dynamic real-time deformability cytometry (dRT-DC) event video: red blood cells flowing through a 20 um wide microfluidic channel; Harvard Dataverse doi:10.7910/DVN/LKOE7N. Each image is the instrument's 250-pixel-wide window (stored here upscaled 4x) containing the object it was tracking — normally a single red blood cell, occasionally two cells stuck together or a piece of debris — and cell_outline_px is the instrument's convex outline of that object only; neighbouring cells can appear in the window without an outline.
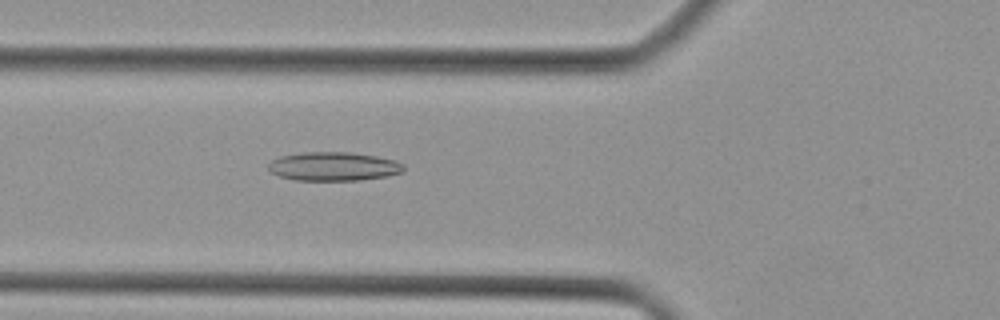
{"species": "Egyptian fruit bat (a non-hibernating species)", "species_latin": "Rousettus aegyptiacus", "temperature_condition": "cold", "stored_images_in_passage": 15, "camera_frame_rate_fps": 3000, "um_per_image_px": 0.085, "animal": {"sex": "female"}, "frame": {"image": 1, "passage_image": 3, "time_ms": 0.667, "image_size_px": [1000, 320], "cell_outline_px": [[404, 172], [388, 176], [360, 180], [296, 180], [280, 176], [272, 172], [268, 168], [268, 164], [272, 160], [280, 156], [304, 152], [348, 152], [376, 156], [396, 160], [404, 164]], "centroid_in_image_um": [28.39, 14.14], "position_along_channel_um": 97.4, "area_um2": 22.72}}
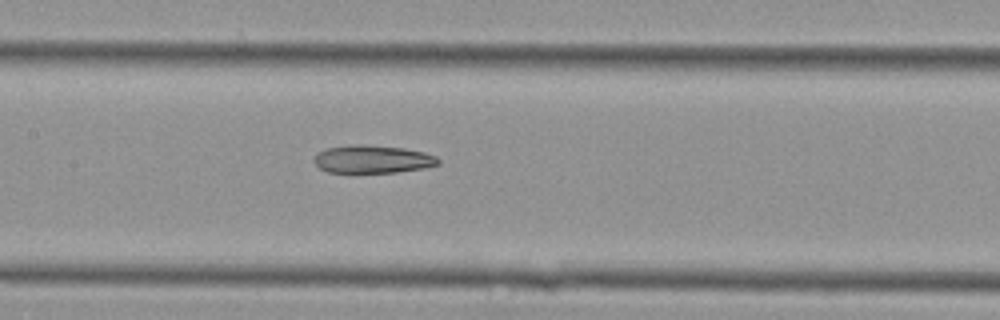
{"frame": {"image": 2, "passage_image": 8, "time_ms": 2.333, "image_size_px": [1000, 320], "cell_outline_px": [[440, 164], [424, 168], [396, 172], [328, 172], [320, 168], [312, 160], [320, 152], [328, 148], [348, 144], [360, 144], [404, 148], [424, 152], [436, 156], [440, 160]], "centroid_in_image_um": [31.69, 13.52], "position_along_channel_um": 175.7, "area_um2": 20.11}}
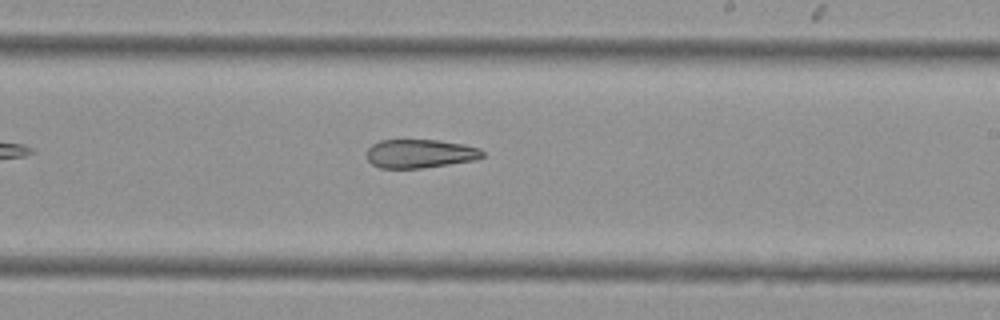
{"frame": {"image": 3, "passage_image": 13, "time_ms": 4.0, "image_size_px": [1000, 320], "cell_outline_px": [[484, 156], [476, 160], [420, 168], [380, 168], [372, 164], [368, 160], [368, 148], [372, 144], [380, 140], [440, 140], [464, 144], [480, 148], [484, 152]], "centroid_in_image_um": [35.73, 13.05], "position_along_channel_um": 253.3, "area_um2": 19.36}}